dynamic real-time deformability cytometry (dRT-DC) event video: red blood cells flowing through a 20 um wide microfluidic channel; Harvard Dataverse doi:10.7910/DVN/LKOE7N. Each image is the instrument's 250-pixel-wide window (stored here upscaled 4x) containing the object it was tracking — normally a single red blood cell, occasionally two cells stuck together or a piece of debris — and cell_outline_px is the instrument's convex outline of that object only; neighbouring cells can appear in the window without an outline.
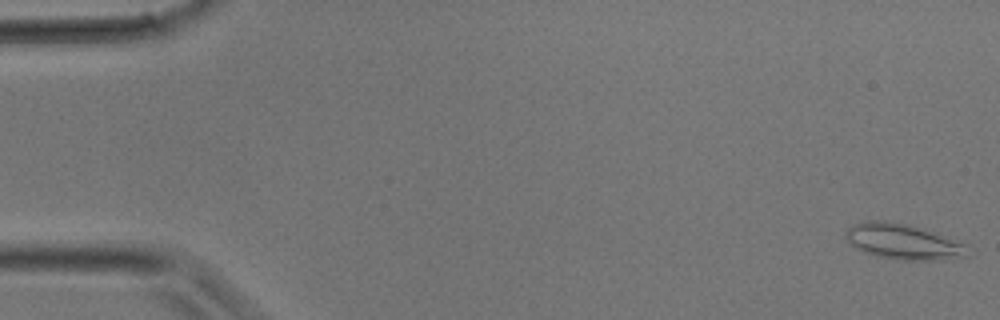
{"species": "common noctule bat (a hibernating species)", "species_latin": "Nyctalus noctula", "temperature_condition": "room temperature", "stored_images_in_passage": 34, "camera_frame_rate_fps": 3000, "um_per_image_px": 0.085, "animal": {"sex": "male", "body_mass_g": 17.9}, "frame": {"image": 1, "passage_image": 1, "time_ms": 0.0, "image_size_px": [1000, 320], "cell_outline_px": [[968, 256], [944, 260], [896, 260], [876, 256], [864, 252], [856, 248], [844, 236], [844, 232], [852, 224], [864, 220], [884, 220], [908, 224], [924, 228], [968, 244]], "centroid_in_image_um": [76.78, 20.53], "position_along_channel_um": 8.2, "area_um2": 25.78}}
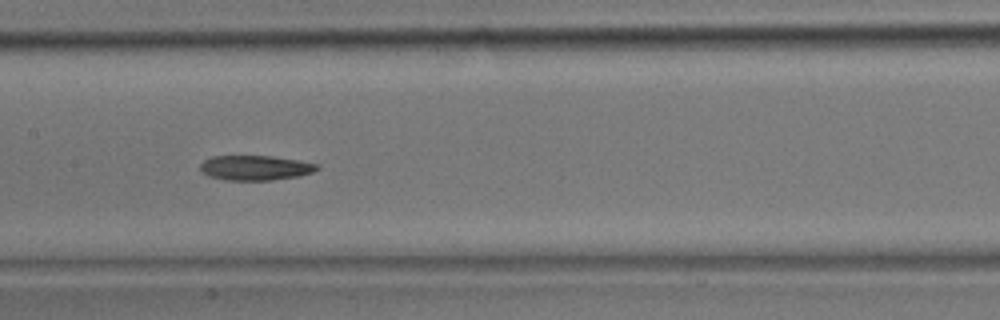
{"frame": {"image": 2, "passage_image": 17, "time_ms": 5.333, "image_size_px": [1000, 320], "cell_outline_px": [[320, 168], [312, 172], [300, 176], [272, 180], [224, 180], [208, 176], [200, 172], [200, 164], [204, 160], [212, 156], [272, 156], [320, 164]], "centroid_in_image_um": [21.68, 14.27], "position_along_channel_um": 185.7, "area_um2": 17.05}}
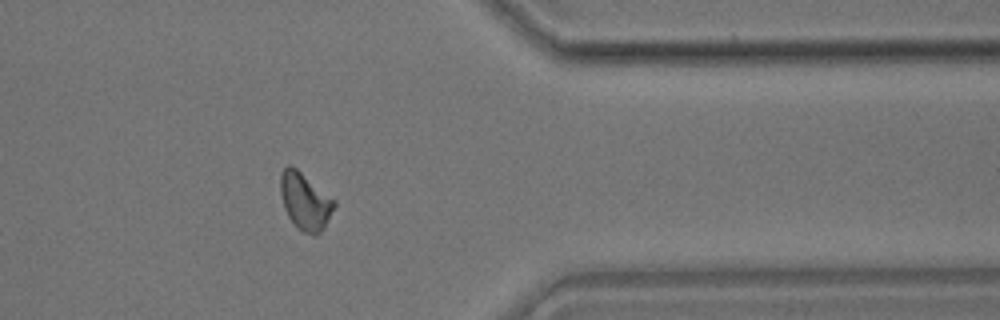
{"frame": {"image": 3, "passage_image": 28, "time_ms": 9.0, "image_size_px": [1000, 320], "cell_outline_px": [[336, 204], [324, 228], [316, 236], [304, 232], [296, 228], [288, 216], [284, 208], [280, 192], [280, 172], [288, 164], [296, 168], [336, 200]], "centroid_in_image_um": [25.92, 17.11], "position_along_channel_um": 385.5, "area_um2": 17.98}}